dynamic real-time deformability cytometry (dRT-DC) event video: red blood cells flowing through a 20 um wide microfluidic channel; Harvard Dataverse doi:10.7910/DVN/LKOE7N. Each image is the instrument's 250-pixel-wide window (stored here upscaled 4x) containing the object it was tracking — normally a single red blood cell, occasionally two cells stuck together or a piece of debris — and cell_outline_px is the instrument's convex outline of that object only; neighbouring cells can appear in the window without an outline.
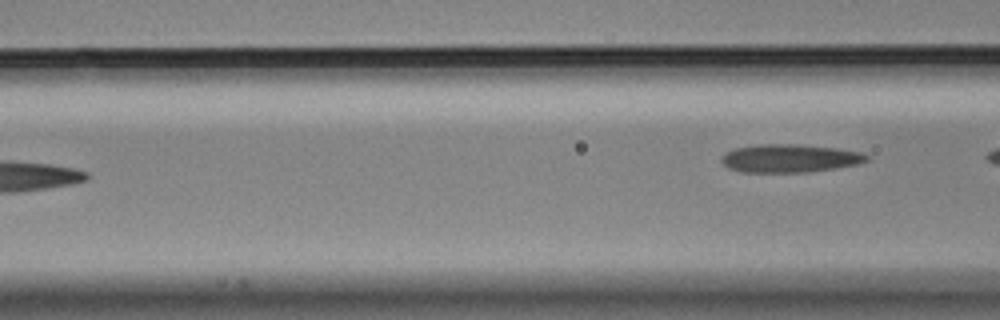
{"species": "Egyptian fruit bat (a non-hibernating species)", "species_latin": "Rousettus aegyptiacus", "temperature_condition": "cold", "stored_images_in_passage": 7, "segment_of_instrument_passage": [2, 2], "camera_frame_rate_fps": 3000, "um_per_image_px": 0.085, "animal": {"sex": "male"}, "frame": {"image": 1, "passage_image": 7, "time_ms": 2.0, "image_size_px": [1000, 320], "cell_outline_px": [[868, 160], [860, 164], [836, 168], [808, 172], [744, 172], [728, 168], [720, 160], [728, 152], [736, 148], [760, 144], [796, 144], [836, 148], [864, 152], [868, 156]], "centroid_in_image_um": [67.19, 13.46], "position_along_channel_um": 99.4, "area_um2": 23.76}}